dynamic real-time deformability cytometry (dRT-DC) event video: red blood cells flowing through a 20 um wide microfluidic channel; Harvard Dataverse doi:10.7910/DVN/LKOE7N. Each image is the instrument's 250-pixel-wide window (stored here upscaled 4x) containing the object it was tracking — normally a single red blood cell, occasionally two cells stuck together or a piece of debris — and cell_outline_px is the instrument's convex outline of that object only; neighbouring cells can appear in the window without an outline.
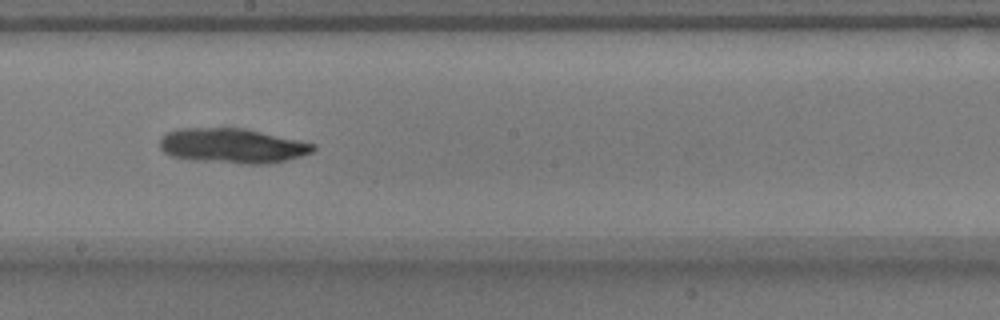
{"species": "common noctule bat (a hibernating species)", "species_latin": "Nyctalus noctula", "temperature_condition": "warm", "stored_images_in_passage": 35, "camera_frame_rate_fps": 3000, "um_per_image_px": 0.085, "animal": {"sex": "male", "body_mass_g": 17.9}, "frame": {"image": 1, "passage_image": 16, "time_ms": 5.0, "image_size_px": [1000, 320], "cell_outline_px": [[316, 148], [312, 152], [300, 156], [284, 160], [264, 164], [240, 164], [192, 160], [172, 156], [164, 152], [160, 148], [160, 136], [176, 128], [244, 128], [316, 144]], "centroid_in_image_um": [19.71, 12.39], "position_along_channel_um": 228.5, "area_um2": 31.15}}